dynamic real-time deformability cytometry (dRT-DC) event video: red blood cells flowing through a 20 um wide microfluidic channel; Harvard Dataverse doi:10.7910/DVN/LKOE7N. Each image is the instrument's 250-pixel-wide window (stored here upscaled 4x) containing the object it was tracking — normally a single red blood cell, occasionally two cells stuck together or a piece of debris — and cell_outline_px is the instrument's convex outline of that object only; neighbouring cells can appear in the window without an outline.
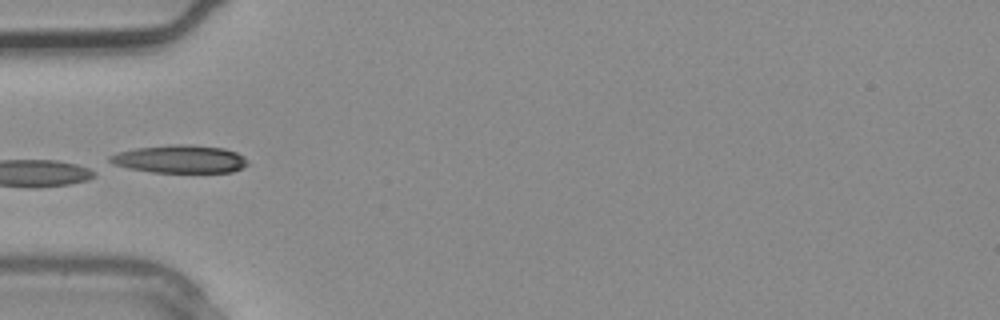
{"species": "common noctule bat (a hibernating species)", "species_latin": "Nyctalus noctula", "temperature_condition": "warm", "stored_images_in_passage": 3, "camera_frame_rate_fps": 3000, "um_per_image_px": 0.085, "animal": {"sex": "male", "body_mass_g": 20.4}, "frame": {"image": 1, "passage_image": 3, "time_ms": 0.667, "image_size_px": [1000, 320], "cell_outline_px": [[248, 164], [244, 168], [232, 172], [152, 172], [128, 168], [112, 164], [108, 160], [108, 156], [116, 152], [136, 148], [168, 144], [192, 144], [224, 148], [236, 152], [244, 156], [248, 160]], "centroid_in_image_um": [15.29, 13.51], "position_along_channel_um": 69.7, "area_um2": 22.77}}